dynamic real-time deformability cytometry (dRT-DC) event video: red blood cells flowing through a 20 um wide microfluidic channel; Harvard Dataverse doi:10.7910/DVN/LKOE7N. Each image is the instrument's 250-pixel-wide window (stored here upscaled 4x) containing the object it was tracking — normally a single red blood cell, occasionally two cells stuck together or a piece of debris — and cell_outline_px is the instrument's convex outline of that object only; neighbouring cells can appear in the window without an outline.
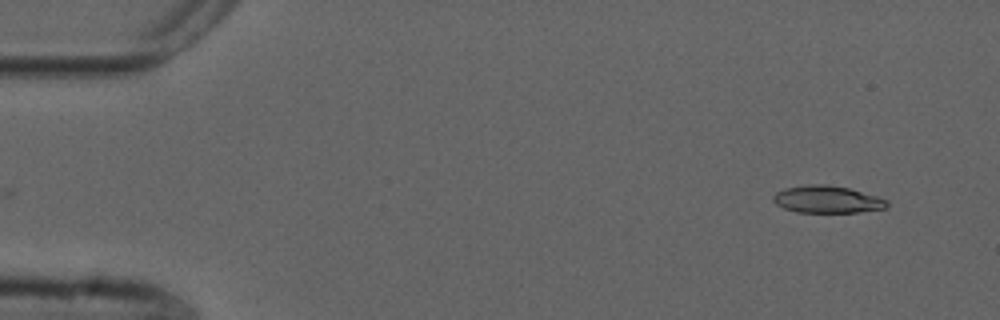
{"species": "common noctule bat (a hibernating species)", "species_latin": "Nyctalus noctula", "temperature_condition": "cold", "stored_images_in_passage": 51, "camera_frame_rate_fps": 3000, "um_per_image_px": 0.085, "animal": {"sex": "male", "forearm_length_mm": 52.5}, "frame": {"image": 1, "passage_image": 1, "time_ms": 0.0, "image_size_px": [1000, 320], "cell_outline_px": [[888, 204], [884, 208], [860, 212], [796, 212], [784, 208], [776, 204], [772, 200], [772, 196], [776, 192], [784, 188], [812, 184], [828, 184], [848, 188], [876, 196], [888, 200]], "centroid_in_image_um": [70.27, 16.95], "position_along_channel_um": 14.7, "area_um2": 17.98}}
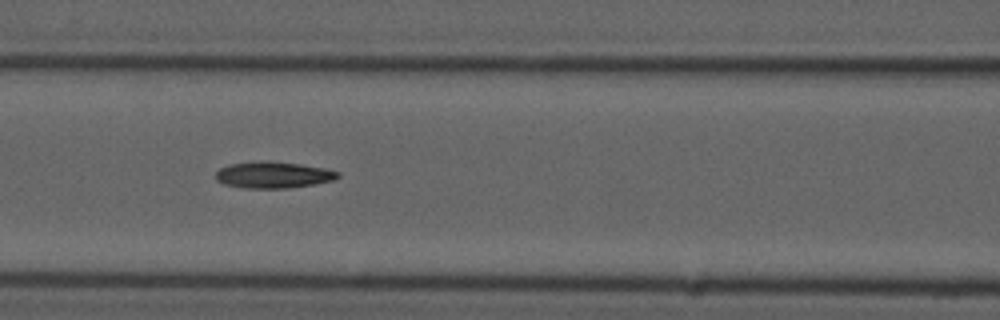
{"frame": {"image": 2, "passage_image": 20, "time_ms": 6.333, "image_size_px": [1000, 320], "cell_outline_px": [[340, 176], [332, 180], [312, 184], [284, 188], [240, 188], [224, 184], [216, 180], [216, 172], [220, 168], [228, 164], [268, 160], [300, 164], [324, 168], [340, 172]], "centroid_in_image_um": [23.18, 14.86], "position_along_channel_um": 143.4, "area_um2": 18.79}}
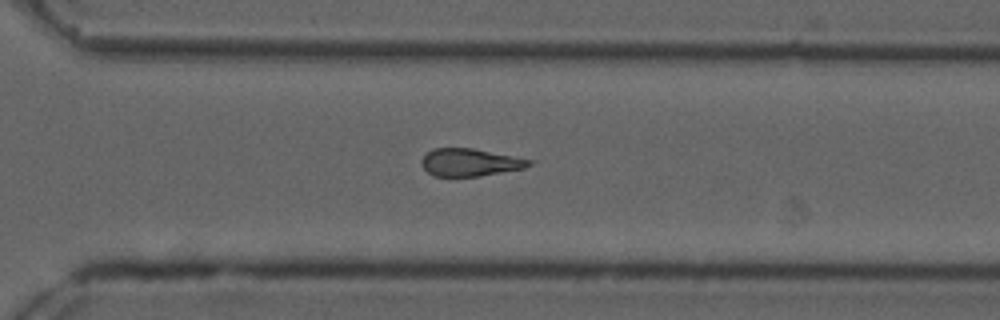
{"frame": {"image": 3, "passage_image": 35, "time_ms": 11.333, "image_size_px": [1000, 320], "cell_outline_px": [[532, 164], [524, 168], [480, 176], [432, 176], [420, 164], [420, 160], [432, 148], [472, 148], [532, 160]], "centroid_in_image_um": [39.9, 13.8], "position_along_channel_um": 330.7, "area_um2": 17.17}, "authors_computed_cell_mechanics": {"area_um2": 18.2648, "velocity_mm_per_s": 3.7611, "shape_relaxation_time_tau1_ms": 9.7665, "shape_relaxation_time_tau2_ms": 6.595, "deformation_change_tau1": 0.2028, "deformation_change_tau2": 0.1882}}